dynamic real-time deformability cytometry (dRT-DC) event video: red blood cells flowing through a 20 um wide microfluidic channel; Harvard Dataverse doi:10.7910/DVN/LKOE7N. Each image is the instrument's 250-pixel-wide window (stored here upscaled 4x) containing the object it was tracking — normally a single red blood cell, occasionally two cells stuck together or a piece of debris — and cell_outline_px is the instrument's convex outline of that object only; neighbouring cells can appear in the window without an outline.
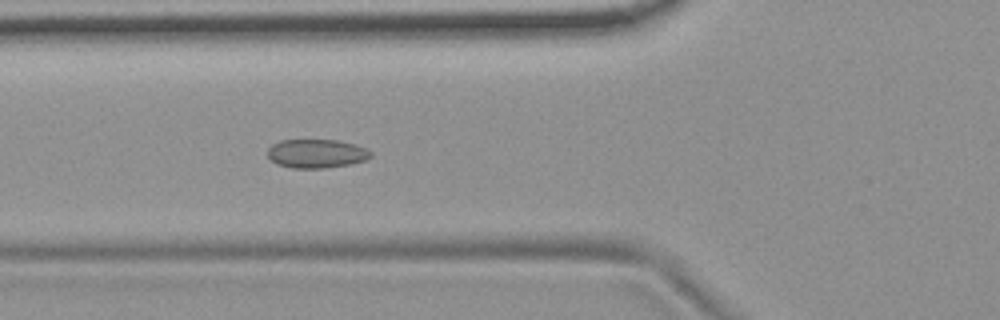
{"species": "common noctule bat (a hibernating species)", "species_latin": "Nyctalus noctula", "temperature_condition": "room temperature", "stored_images_in_passage": 6, "camera_frame_rate_fps": 3000, "um_per_image_px": 0.085, "animal": {"sex": "female", "body_mass_g": 19.9}, "frame": {"image": 1, "passage_image": 6, "time_ms": 5.667, "image_size_px": [1000, 320], "cell_outline_px": [[372, 156], [364, 160], [348, 164], [324, 168], [292, 168], [276, 164], [268, 156], [268, 148], [272, 144], [280, 140], [340, 140], [356, 144], [372, 152]], "centroid_in_image_um": [26.89, 13.04], "position_along_channel_um": 98.9, "area_um2": 17.28}}